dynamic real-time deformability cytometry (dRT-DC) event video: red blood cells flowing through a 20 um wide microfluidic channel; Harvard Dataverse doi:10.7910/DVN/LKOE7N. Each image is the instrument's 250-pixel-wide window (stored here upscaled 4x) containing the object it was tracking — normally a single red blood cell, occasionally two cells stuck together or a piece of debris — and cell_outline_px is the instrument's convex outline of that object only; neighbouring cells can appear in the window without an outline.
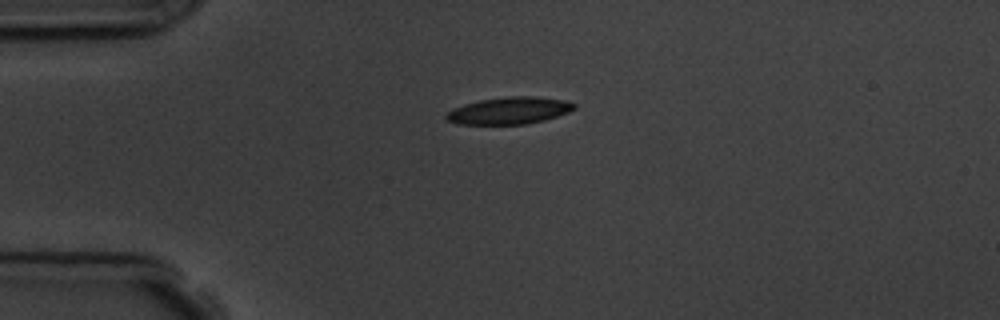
{"species": "common noctule bat (a hibernating species)", "species_latin": "Nyctalus noctula", "temperature_condition": "room temperature", "stored_images_in_passage": 4, "camera_frame_rate_fps": 3000, "um_per_image_px": 0.085, "animal": {"sex": "male", "body_mass_g": 19.5, "forearm_length_mm": 54.6}, "frame": {"image": 1, "passage_image": 1, "time_ms": 0.0, "image_size_px": [1000, 320], "cell_outline_px": [[576, 108], [568, 112], [544, 120], [524, 124], [456, 124], [448, 120], [444, 116], [452, 108], [464, 104], [480, 100], [508, 96], [536, 96], [564, 100], [576, 104]], "centroid_in_image_um": [43.27, 9.39], "position_along_channel_um": 41.7, "area_um2": 20.11}}